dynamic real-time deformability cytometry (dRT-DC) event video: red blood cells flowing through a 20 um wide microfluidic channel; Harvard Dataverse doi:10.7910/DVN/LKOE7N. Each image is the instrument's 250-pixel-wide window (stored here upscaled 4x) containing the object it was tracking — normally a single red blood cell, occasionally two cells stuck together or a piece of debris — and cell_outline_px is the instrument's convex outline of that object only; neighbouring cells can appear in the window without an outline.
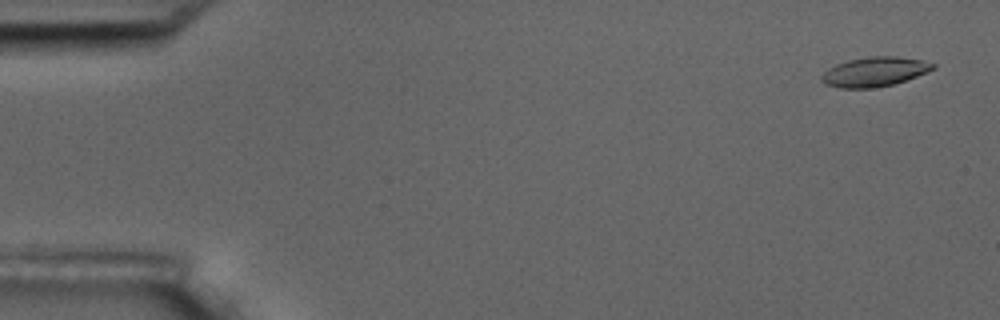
{"species": "common noctule bat (a hibernating species)", "species_latin": "Nyctalus noctula", "temperature_condition": "room temperature", "stored_images_in_passage": 56, "camera_frame_rate_fps": 3000, "um_per_image_px": 0.085, "animal": {"sex": "male", "body_mass_g": 17.5, "forearm_length_mm": 52.3}, "frame": {"image": 1, "passage_image": 3, "time_ms": 0.667, "image_size_px": [1000, 320], "cell_outline_px": [[936, 68], [916, 76], [892, 84], [876, 88], [840, 88], [824, 84], [820, 80], [820, 76], [828, 68], [836, 64], [848, 60], [868, 56], [896, 56], [920, 60], [936, 64]], "centroid_in_image_um": [74.29, 6.1], "position_along_channel_um": 10.7, "area_um2": 19.13}}
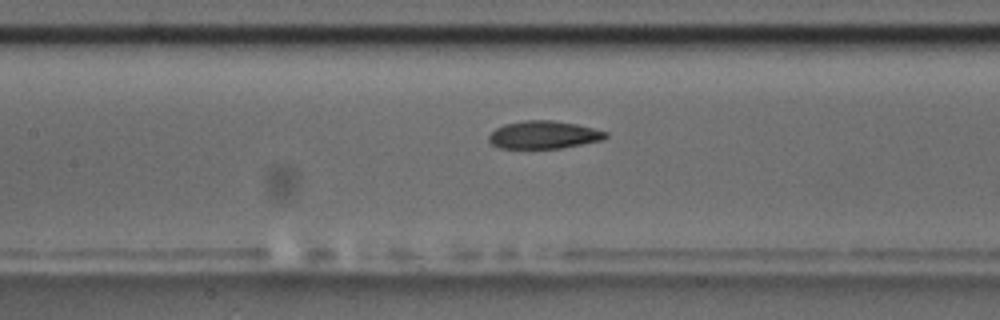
{"frame": {"image": 2, "passage_image": 26, "time_ms": 8.333, "image_size_px": [1000, 320], "cell_outline_px": [[608, 136], [604, 140], [560, 148], [500, 148], [492, 144], [488, 140], [488, 136], [496, 128], [504, 124], [524, 120], [552, 120], [576, 124], [608, 132]], "centroid_in_image_um": [46.22, 11.46], "position_along_channel_um": 161.2, "area_um2": 18.9}}
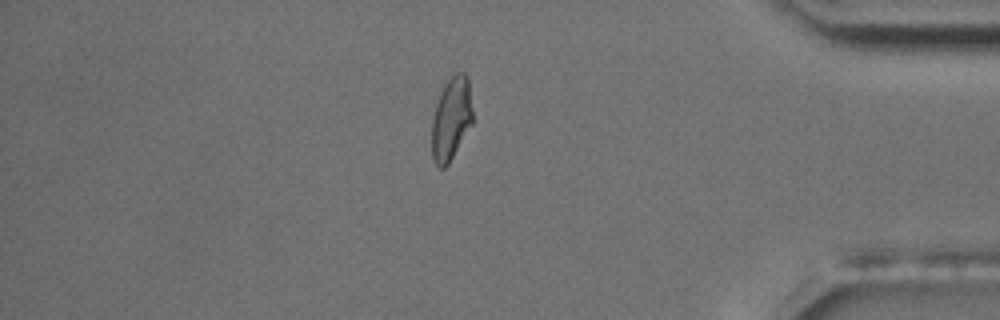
{"frame": {"image": 3, "passage_image": 48, "time_ms": 15.667, "image_size_px": [1000, 320], "cell_outline_px": [[472, 124], [448, 164], [444, 168], [440, 168], [432, 160], [432, 120], [436, 104], [440, 92], [444, 84], [456, 72], [464, 72], [468, 76], [472, 108]], "centroid_in_image_um": [38.35, 10.08], "position_along_channel_um": 396.8, "area_um2": 19.77}, "authors_computed_cell_mechanics": {"area_um2": 19.5942, "velocity_mm_per_s": 3.6461, "shape_relaxation_time_tau1_ms": 7.7526, "shape_relaxation_time_tau2_ms": 1.9074, "deformation_change_tau1": 0.2072, "deformation_change_tau2": 0.0822}}